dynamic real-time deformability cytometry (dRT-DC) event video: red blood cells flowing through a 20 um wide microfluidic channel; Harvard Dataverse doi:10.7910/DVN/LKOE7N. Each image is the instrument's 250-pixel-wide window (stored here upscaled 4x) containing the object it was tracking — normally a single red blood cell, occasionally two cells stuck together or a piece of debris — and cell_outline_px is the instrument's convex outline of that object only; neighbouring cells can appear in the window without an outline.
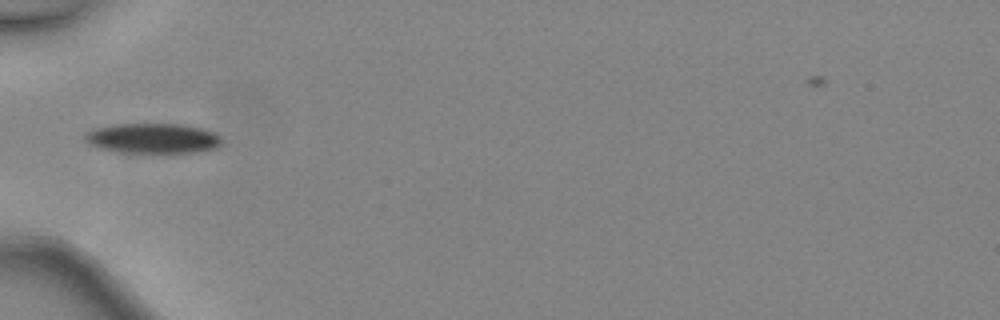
{"species": "common noctule bat (a hibernating species)", "species_latin": "Nyctalus noctula", "temperature_condition": "warm", "stored_images_in_passage": 26, "camera_frame_rate_fps": 3000, "um_per_image_px": 0.085, "animal": {"sex": "female", "body_mass_g": 24.6, "forearm_length_mm": 56.2}, "frame": {"image": 1, "passage_image": 1, "time_ms": 0.0, "image_size_px": [1000, 320], "cell_outline_px": [[220, 144], [216, 148], [196, 152], [116, 152], [100, 148], [88, 144], [84, 140], [84, 132], [96, 128], [116, 124], [180, 124], [204, 128], [212, 132], [220, 140]], "centroid_in_image_um": [12.92, 11.75], "position_along_channel_um": 72.1, "area_um2": 23.81}}
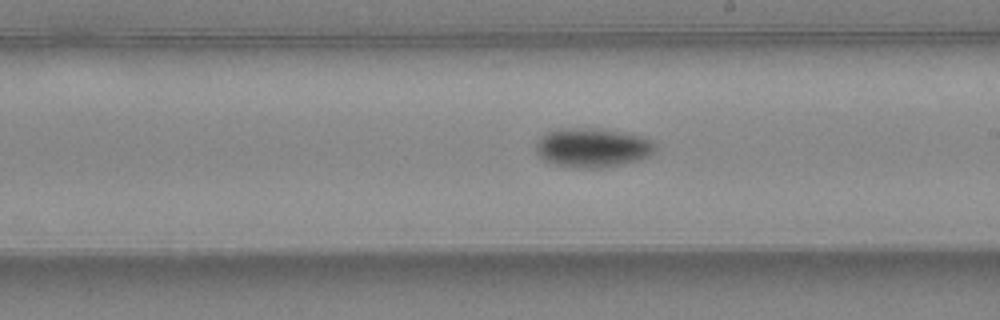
{"frame": {"image": 2, "passage_image": 12, "time_ms": 3.667, "image_size_px": [1000, 320], "cell_outline_px": [[656, 148], [648, 156], [640, 160], [624, 164], [604, 168], [568, 168], [548, 164], [536, 152], [536, 140], [540, 136], [548, 132], [560, 128], [604, 128], [632, 132], [652, 140], [656, 144]], "centroid_in_image_um": [50.36, 12.55], "position_along_channel_um": 238.6, "area_um2": 28.26}}
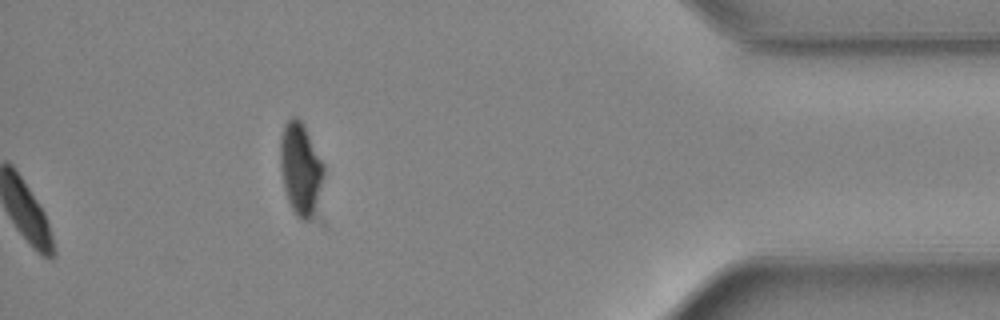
{"frame": {"image": 3, "passage_image": 26, "time_ms": 8.333, "image_size_px": [1000, 320], "cell_outline_px": [[324, 176], [316, 220], [300, 220], [296, 216], [288, 200], [284, 188], [280, 168], [280, 136], [284, 124], [292, 116], [296, 116], [304, 124], [324, 164]], "centroid_in_image_um": [25.58, 14.41], "position_along_channel_um": 409.6, "area_um2": 24.16}, "authors_computed_cell_mechanics": {"area_um2": 25.432, "velocity_mm_per_s": 4.5575, "shape_relaxation_time_tau1_ms": 2.588, "shape_relaxation_time_tau2_ms": 5.6125, "deformation_change_tau1": 0.1199, "deformation_change_tau2": 0.0632}}